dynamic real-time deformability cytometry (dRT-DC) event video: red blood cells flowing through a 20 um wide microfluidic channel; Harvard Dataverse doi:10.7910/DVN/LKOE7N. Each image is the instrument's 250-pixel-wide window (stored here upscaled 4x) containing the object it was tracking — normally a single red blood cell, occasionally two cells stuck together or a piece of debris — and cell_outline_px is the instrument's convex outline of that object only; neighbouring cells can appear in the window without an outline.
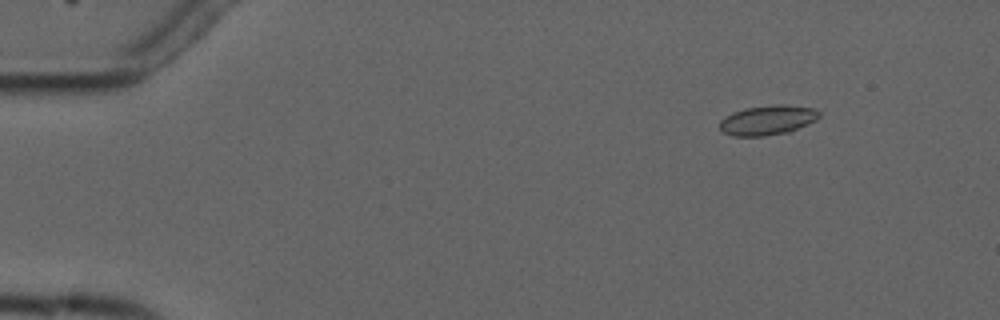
{"species": "common noctule bat (a hibernating species)", "species_latin": "Nyctalus noctula", "temperature_condition": "cold", "stored_images_in_passage": 6, "camera_frame_rate_fps": 3000, "um_per_image_px": 0.085, "animal": {"sex": "male", "forearm_length_mm": 52.5}, "frame": {"image": 1, "passage_image": 3, "time_ms": 2.0, "image_size_px": [1000, 320], "cell_outline_px": [[820, 116], [816, 120], [792, 132], [764, 136], [732, 136], [724, 132], [720, 128], [720, 120], [732, 112], [744, 108], [776, 104], [784, 104], [812, 108], [820, 112]], "centroid_in_image_um": [65.26, 10.21], "position_along_channel_um": 19.7, "area_um2": 17.4}}